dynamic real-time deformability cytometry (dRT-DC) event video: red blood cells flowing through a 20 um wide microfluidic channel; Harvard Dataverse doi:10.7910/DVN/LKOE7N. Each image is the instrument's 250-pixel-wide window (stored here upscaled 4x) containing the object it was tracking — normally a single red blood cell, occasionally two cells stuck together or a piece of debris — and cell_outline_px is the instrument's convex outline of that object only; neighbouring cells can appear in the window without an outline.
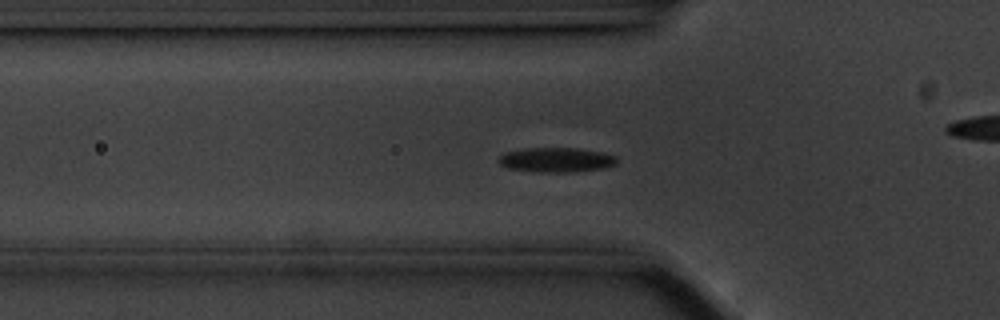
{"species": "common noctule bat (a hibernating species)", "species_latin": "Nyctalus noctula", "temperature_condition": "cold", "stored_images_in_passage": 51, "camera_frame_rate_fps": 3000, "um_per_image_px": 0.085, "animal": {"sex": "male", "body_mass_g": 20.1, "forearm_length_mm": 53.5}, "frame": {"image": 1, "passage_image": 12, "time_ms": 3.667, "image_size_px": [1000, 320], "cell_outline_px": [[616, 164], [604, 168], [572, 172], [540, 172], [508, 168], [500, 164], [496, 160], [504, 152], [528, 148], [580, 148], [604, 152], [616, 156]], "centroid_in_image_um": [47.29, 13.58], "position_along_channel_um": 78.5, "area_um2": 17.05}}
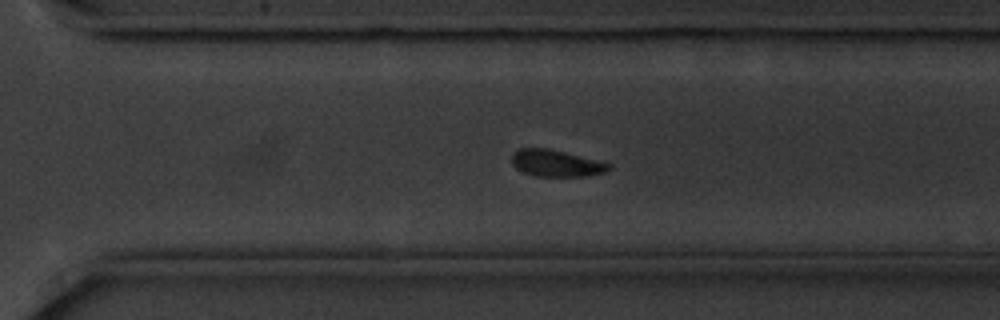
{"frame": {"image": 2, "passage_image": 33, "time_ms": 10.667, "image_size_px": [1000, 320], "cell_outline_px": [[612, 168], [604, 172], [588, 176], [536, 176], [524, 172], [516, 168], [512, 164], [512, 152], [520, 148], [544, 148], [604, 160], [612, 164]], "centroid_in_image_um": [47.33, 13.87], "position_along_channel_um": 323.3, "area_um2": 15.32}}
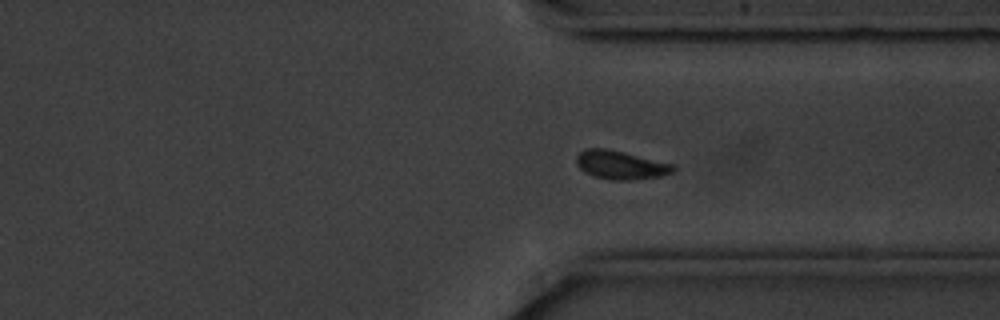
{"frame": {"image": 3, "passage_image": 36, "time_ms": 11.667, "image_size_px": [1000, 320], "cell_outline_px": [[676, 168], [672, 172], [660, 176], [632, 180], [608, 180], [592, 176], [584, 172], [576, 164], [576, 156], [580, 152], [588, 148], [604, 148], [672, 164]], "centroid_in_image_um": [52.7, 14.04], "position_along_channel_um": 358.7, "area_um2": 15.9}, "authors_computed_cell_mechanics": {"area_um2": 16.1262, "velocity_mm_per_s": 3.4915, "shape_relaxation_time_tau1_ms": 2.3427, "shape_relaxation_time_tau2_ms": null, "deformation_change_tau1": 0.0822, "deformation_change_tau2": null}}